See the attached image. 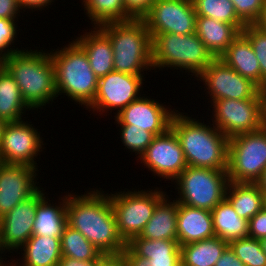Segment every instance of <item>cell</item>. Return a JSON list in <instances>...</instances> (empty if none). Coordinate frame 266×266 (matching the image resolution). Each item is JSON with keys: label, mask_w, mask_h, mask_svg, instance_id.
I'll return each mask as SVG.
<instances>
[{"label": "cell", "mask_w": 266, "mask_h": 266, "mask_svg": "<svg viewBox=\"0 0 266 266\" xmlns=\"http://www.w3.org/2000/svg\"><path fill=\"white\" fill-rule=\"evenodd\" d=\"M101 189L67 194V225L79 231L103 255H120L126 243L118 234L109 194Z\"/></svg>", "instance_id": "obj_1"}, {"label": "cell", "mask_w": 266, "mask_h": 266, "mask_svg": "<svg viewBox=\"0 0 266 266\" xmlns=\"http://www.w3.org/2000/svg\"><path fill=\"white\" fill-rule=\"evenodd\" d=\"M182 113H174L170 128L180 141L187 165L227 170L229 138L213 124L208 123L209 126Z\"/></svg>", "instance_id": "obj_2"}, {"label": "cell", "mask_w": 266, "mask_h": 266, "mask_svg": "<svg viewBox=\"0 0 266 266\" xmlns=\"http://www.w3.org/2000/svg\"><path fill=\"white\" fill-rule=\"evenodd\" d=\"M20 50L3 59V66L18 84L23 101L33 111L58 97L55 68L50 53Z\"/></svg>", "instance_id": "obj_3"}, {"label": "cell", "mask_w": 266, "mask_h": 266, "mask_svg": "<svg viewBox=\"0 0 266 266\" xmlns=\"http://www.w3.org/2000/svg\"><path fill=\"white\" fill-rule=\"evenodd\" d=\"M98 27L111 41L114 71L143 75V70H153L152 37L143 19L108 22Z\"/></svg>", "instance_id": "obj_4"}, {"label": "cell", "mask_w": 266, "mask_h": 266, "mask_svg": "<svg viewBox=\"0 0 266 266\" xmlns=\"http://www.w3.org/2000/svg\"><path fill=\"white\" fill-rule=\"evenodd\" d=\"M59 49L49 51L57 94L66 95L72 102L87 108L95 98L99 78L92 71L85 51L74 40Z\"/></svg>", "instance_id": "obj_5"}, {"label": "cell", "mask_w": 266, "mask_h": 266, "mask_svg": "<svg viewBox=\"0 0 266 266\" xmlns=\"http://www.w3.org/2000/svg\"><path fill=\"white\" fill-rule=\"evenodd\" d=\"M214 59L196 32L189 35L163 33L152 40L153 70L170 67L197 77Z\"/></svg>", "instance_id": "obj_6"}, {"label": "cell", "mask_w": 266, "mask_h": 266, "mask_svg": "<svg viewBox=\"0 0 266 266\" xmlns=\"http://www.w3.org/2000/svg\"><path fill=\"white\" fill-rule=\"evenodd\" d=\"M227 170L188 166L174 181L178 203L191 207L212 209L226 198L229 184Z\"/></svg>", "instance_id": "obj_7"}, {"label": "cell", "mask_w": 266, "mask_h": 266, "mask_svg": "<svg viewBox=\"0 0 266 266\" xmlns=\"http://www.w3.org/2000/svg\"><path fill=\"white\" fill-rule=\"evenodd\" d=\"M265 169V126L229 138L227 174L230 182L257 183Z\"/></svg>", "instance_id": "obj_8"}, {"label": "cell", "mask_w": 266, "mask_h": 266, "mask_svg": "<svg viewBox=\"0 0 266 266\" xmlns=\"http://www.w3.org/2000/svg\"><path fill=\"white\" fill-rule=\"evenodd\" d=\"M143 191L110 193V202L116 217L119 236L127 244L133 237L139 236L152 217L157 203L166 195L162 188Z\"/></svg>", "instance_id": "obj_9"}, {"label": "cell", "mask_w": 266, "mask_h": 266, "mask_svg": "<svg viewBox=\"0 0 266 266\" xmlns=\"http://www.w3.org/2000/svg\"><path fill=\"white\" fill-rule=\"evenodd\" d=\"M210 106L214 108L211 111L212 124L227 138L241 133L254 132L264 126L260 94L251 99L215 100Z\"/></svg>", "instance_id": "obj_10"}, {"label": "cell", "mask_w": 266, "mask_h": 266, "mask_svg": "<svg viewBox=\"0 0 266 266\" xmlns=\"http://www.w3.org/2000/svg\"><path fill=\"white\" fill-rule=\"evenodd\" d=\"M144 76L112 71L100 77L95 98L86 109H89V112L92 110V113L100 112L99 115L102 116L109 111L112 113V110H116L114 114H118L142 96L140 90H143Z\"/></svg>", "instance_id": "obj_11"}, {"label": "cell", "mask_w": 266, "mask_h": 266, "mask_svg": "<svg viewBox=\"0 0 266 266\" xmlns=\"http://www.w3.org/2000/svg\"><path fill=\"white\" fill-rule=\"evenodd\" d=\"M24 120L7 122L4 127L0 141V162L37 168L35 160L45 149V143L40 137L41 132Z\"/></svg>", "instance_id": "obj_12"}, {"label": "cell", "mask_w": 266, "mask_h": 266, "mask_svg": "<svg viewBox=\"0 0 266 266\" xmlns=\"http://www.w3.org/2000/svg\"><path fill=\"white\" fill-rule=\"evenodd\" d=\"M204 83L212 103L220 99H251L260 94V88L228 66L221 58H215L197 77Z\"/></svg>", "instance_id": "obj_13"}, {"label": "cell", "mask_w": 266, "mask_h": 266, "mask_svg": "<svg viewBox=\"0 0 266 266\" xmlns=\"http://www.w3.org/2000/svg\"><path fill=\"white\" fill-rule=\"evenodd\" d=\"M196 17L192 1L156 0L142 19L153 40L163 33L189 35L196 32Z\"/></svg>", "instance_id": "obj_14"}, {"label": "cell", "mask_w": 266, "mask_h": 266, "mask_svg": "<svg viewBox=\"0 0 266 266\" xmlns=\"http://www.w3.org/2000/svg\"><path fill=\"white\" fill-rule=\"evenodd\" d=\"M139 159L154 176L171 182L188 167L180 141L171 128L156 136Z\"/></svg>", "instance_id": "obj_15"}, {"label": "cell", "mask_w": 266, "mask_h": 266, "mask_svg": "<svg viewBox=\"0 0 266 266\" xmlns=\"http://www.w3.org/2000/svg\"><path fill=\"white\" fill-rule=\"evenodd\" d=\"M44 191L40 188L0 219V246L4 253L21 250V247L33 235L37 205L47 194L43 193Z\"/></svg>", "instance_id": "obj_16"}, {"label": "cell", "mask_w": 266, "mask_h": 266, "mask_svg": "<svg viewBox=\"0 0 266 266\" xmlns=\"http://www.w3.org/2000/svg\"><path fill=\"white\" fill-rule=\"evenodd\" d=\"M36 171L27 165L0 163V219L40 189Z\"/></svg>", "instance_id": "obj_17"}, {"label": "cell", "mask_w": 266, "mask_h": 266, "mask_svg": "<svg viewBox=\"0 0 266 266\" xmlns=\"http://www.w3.org/2000/svg\"><path fill=\"white\" fill-rule=\"evenodd\" d=\"M165 106L153 98L141 96L116 114L114 120L118 125H132L156 136L162 135L170 128L171 119L177 111Z\"/></svg>", "instance_id": "obj_18"}, {"label": "cell", "mask_w": 266, "mask_h": 266, "mask_svg": "<svg viewBox=\"0 0 266 266\" xmlns=\"http://www.w3.org/2000/svg\"><path fill=\"white\" fill-rule=\"evenodd\" d=\"M214 236L211 211L178 203L177 241L180 246Z\"/></svg>", "instance_id": "obj_19"}, {"label": "cell", "mask_w": 266, "mask_h": 266, "mask_svg": "<svg viewBox=\"0 0 266 266\" xmlns=\"http://www.w3.org/2000/svg\"><path fill=\"white\" fill-rule=\"evenodd\" d=\"M92 27L74 41L85 51L92 71L100 78L114 71L113 47L109 37L98 26Z\"/></svg>", "instance_id": "obj_20"}, {"label": "cell", "mask_w": 266, "mask_h": 266, "mask_svg": "<svg viewBox=\"0 0 266 266\" xmlns=\"http://www.w3.org/2000/svg\"><path fill=\"white\" fill-rule=\"evenodd\" d=\"M21 249L22 262L13 259V266H58L62 257L61 238L56 237L32 235Z\"/></svg>", "instance_id": "obj_21"}, {"label": "cell", "mask_w": 266, "mask_h": 266, "mask_svg": "<svg viewBox=\"0 0 266 266\" xmlns=\"http://www.w3.org/2000/svg\"><path fill=\"white\" fill-rule=\"evenodd\" d=\"M240 33L232 24L204 16L196 17V34L214 58H220Z\"/></svg>", "instance_id": "obj_22"}, {"label": "cell", "mask_w": 266, "mask_h": 266, "mask_svg": "<svg viewBox=\"0 0 266 266\" xmlns=\"http://www.w3.org/2000/svg\"><path fill=\"white\" fill-rule=\"evenodd\" d=\"M220 58L241 76L261 87L258 59L249 40L242 33L233 40Z\"/></svg>", "instance_id": "obj_23"}, {"label": "cell", "mask_w": 266, "mask_h": 266, "mask_svg": "<svg viewBox=\"0 0 266 266\" xmlns=\"http://www.w3.org/2000/svg\"><path fill=\"white\" fill-rule=\"evenodd\" d=\"M173 201V202H172ZM165 195L156 205L152 217L139 237L156 240H177L178 202Z\"/></svg>", "instance_id": "obj_24"}, {"label": "cell", "mask_w": 266, "mask_h": 266, "mask_svg": "<svg viewBox=\"0 0 266 266\" xmlns=\"http://www.w3.org/2000/svg\"><path fill=\"white\" fill-rule=\"evenodd\" d=\"M48 200V196H45L37 205L33 235L61 238L67 225V194L59 198V205L51 204Z\"/></svg>", "instance_id": "obj_25"}, {"label": "cell", "mask_w": 266, "mask_h": 266, "mask_svg": "<svg viewBox=\"0 0 266 266\" xmlns=\"http://www.w3.org/2000/svg\"><path fill=\"white\" fill-rule=\"evenodd\" d=\"M226 199L239 217L247 221L265 206V196L258 183L229 182Z\"/></svg>", "instance_id": "obj_26"}, {"label": "cell", "mask_w": 266, "mask_h": 266, "mask_svg": "<svg viewBox=\"0 0 266 266\" xmlns=\"http://www.w3.org/2000/svg\"><path fill=\"white\" fill-rule=\"evenodd\" d=\"M227 247L218 236L182 245L181 266H215Z\"/></svg>", "instance_id": "obj_27"}, {"label": "cell", "mask_w": 266, "mask_h": 266, "mask_svg": "<svg viewBox=\"0 0 266 266\" xmlns=\"http://www.w3.org/2000/svg\"><path fill=\"white\" fill-rule=\"evenodd\" d=\"M215 236L231 242L248 236V221L239 217L225 198L211 211Z\"/></svg>", "instance_id": "obj_28"}, {"label": "cell", "mask_w": 266, "mask_h": 266, "mask_svg": "<svg viewBox=\"0 0 266 266\" xmlns=\"http://www.w3.org/2000/svg\"><path fill=\"white\" fill-rule=\"evenodd\" d=\"M28 109L31 110L23 101L18 84L3 66L0 69V118L6 122L20 121Z\"/></svg>", "instance_id": "obj_29"}, {"label": "cell", "mask_w": 266, "mask_h": 266, "mask_svg": "<svg viewBox=\"0 0 266 266\" xmlns=\"http://www.w3.org/2000/svg\"><path fill=\"white\" fill-rule=\"evenodd\" d=\"M82 2L84 12L86 11L93 26L133 19L125 11L123 0H82Z\"/></svg>", "instance_id": "obj_30"}, {"label": "cell", "mask_w": 266, "mask_h": 266, "mask_svg": "<svg viewBox=\"0 0 266 266\" xmlns=\"http://www.w3.org/2000/svg\"><path fill=\"white\" fill-rule=\"evenodd\" d=\"M62 256H68L76 260L91 261L102 260L103 255L85 236L69 225L64 227L61 237Z\"/></svg>", "instance_id": "obj_31"}, {"label": "cell", "mask_w": 266, "mask_h": 266, "mask_svg": "<svg viewBox=\"0 0 266 266\" xmlns=\"http://www.w3.org/2000/svg\"><path fill=\"white\" fill-rule=\"evenodd\" d=\"M197 16H204L234 25L240 32L246 24L237 16L231 0H193Z\"/></svg>", "instance_id": "obj_32"}, {"label": "cell", "mask_w": 266, "mask_h": 266, "mask_svg": "<svg viewBox=\"0 0 266 266\" xmlns=\"http://www.w3.org/2000/svg\"><path fill=\"white\" fill-rule=\"evenodd\" d=\"M126 245L136 255L147 259L160 256H181L180 245L177 240H148L135 236Z\"/></svg>", "instance_id": "obj_33"}, {"label": "cell", "mask_w": 266, "mask_h": 266, "mask_svg": "<svg viewBox=\"0 0 266 266\" xmlns=\"http://www.w3.org/2000/svg\"><path fill=\"white\" fill-rule=\"evenodd\" d=\"M228 246L246 266H266V254L259 240L247 236L229 242Z\"/></svg>", "instance_id": "obj_34"}, {"label": "cell", "mask_w": 266, "mask_h": 266, "mask_svg": "<svg viewBox=\"0 0 266 266\" xmlns=\"http://www.w3.org/2000/svg\"><path fill=\"white\" fill-rule=\"evenodd\" d=\"M120 127V138L125 149L135 152L139 158L151 144L156 135L143 128L132 127V125H118Z\"/></svg>", "instance_id": "obj_35"}, {"label": "cell", "mask_w": 266, "mask_h": 266, "mask_svg": "<svg viewBox=\"0 0 266 266\" xmlns=\"http://www.w3.org/2000/svg\"><path fill=\"white\" fill-rule=\"evenodd\" d=\"M241 33L249 40L258 59L261 72V86L266 83V31L255 24H247Z\"/></svg>", "instance_id": "obj_36"}, {"label": "cell", "mask_w": 266, "mask_h": 266, "mask_svg": "<svg viewBox=\"0 0 266 266\" xmlns=\"http://www.w3.org/2000/svg\"><path fill=\"white\" fill-rule=\"evenodd\" d=\"M17 20L0 18V57L3 59L9 57L16 51L23 50L18 48H11V45L17 41ZM10 47V48H9Z\"/></svg>", "instance_id": "obj_37"}, {"label": "cell", "mask_w": 266, "mask_h": 266, "mask_svg": "<svg viewBox=\"0 0 266 266\" xmlns=\"http://www.w3.org/2000/svg\"><path fill=\"white\" fill-rule=\"evenodd\" d=\"M237 16L247 25L255 24L261 13L265 0H231Z\"/></svg>", "instance_id": "obj_38"}, {"label": "cell", "mask_w": 266, "mask_h": 266, "mask_svg": "<svg viewBox=\"0 0 266 266\" xmlns=\"http://www.w3.org/2000/svg\"><path fill=\"white\" fill-rule=\"evenodd\" d=\"M248 236L257 240L266 238V206L248 221Z\"/></svg>", "instance_id": "obj_39"}, {"label": "cell", "mask_w": 266, "mask_h": 266, "mask_svg": "<svg viewBox=\"0 0 266 266\" xmlns=\"http://www.w3.org/2000/svg\"><path fill=\"white\" fill-rule=\"evenodd\" d=\"M156 0H123L125 11L133 19H142Z\"/></svg>", "instance_id": "obj_40"}, {"label": "cell", "mask_w": 266, "mask_h": 266, "mask_svg": "<svg viewBox=\"0 0 266 266\" xmlns=\"http://www.w3.org/2000/svg\"><path fill=\"white\" fill-rule=\"evenodd\" d=\"M20 10L17 0H0V18L18 20Z\"/></svg>", "instance_id": "obj_41"}, {"label": "cell", "mask_w": 266, "mask_h": 266, "mask_svg": "<svg viewBox=\"0 0 266 266\" xmlns=\"http://www.w3.org/2000/svg\"><path fill=\"white\" fill-rule=\"evenodd\" d=\"M215 266H246L228 246L219 260L215 263Z\"/></svg>", "instance_id": "obj_42"}, {"label": "cell", "mask_w": 266, "mask_h": 266, "mask_svg": "<svg viewBox=\"0 0 266 266\" xmlns=\"http://www.w3.org/2000/svg\"><path fill=\"white\" fill-rule=\"evenodd\" d=\"M122 255L127 266H150V261L147 258L136 255L127 245L122 251Z\"/></svg>", "instance_id": "obj_43"}, {"label": "cell", "mask_w": 266, "mask_h": 266, "mask_svg": "<svg viewBox=\"0 0 266 266\" xmlns=\"http://www.w3.org/2000/svg\"><path fill=\"white\" fill-rule=\"evenodd\" d=\"M55 1V0H54ZM53 0H17L20 9L25 11V9H30L32 12L33 10H44L45 7L51 5ZM44 8V9H43Z\"/></svg>", "instance_id": "obj_44"}, {"label": "cell", "mask_w": 266, "mask_h": 266, "mask_svg": "<svg viewBox=\"0 0 266 266\" xmlns=\"http://www.w3.org/2000/svg\"><path fill=\"white\" fill-rule=\"evenodd\" d=\"M150 266H181V256L150 257Z\"/></svg>", "instance_id": "obj_45"}, {"label": "cell", "mask_w": 266, "mask_h": 266, "mask_svg": "<svg viewBox=\"0 0 266 266\" xmlns=\"http://www.w3.org/2000/svg\"><path fill=\"white\" fill-rule=\"evenodd\" d=\"M101 260L81 261L68 256H62L58 266H98Z\"/></svg>", "instance_id": "obj_46"}, {"label": "cell", "mask_w": 266, "mask_h": 266, "mask_svg": "<svg viewBox=\"0 0 266 266\" xmlns=\"http://www.w3.org/2000/svg\"><path fill=\"white\" fill-rule=\"evenodd\" d=\"M98 266H127L126 260L122 254L120 255H106Z\"/></svg>", "instance_id": "obj_47"}, {"label": "cell", "mask_w": 266, "mask_h": 266, "mask_svg": "<svg viewBox=\"0 0 266 266\" xmlns=\"http://www.w3.org/2000/svg\"><path fill=\"white\" fill-rule=\"evenodd\" d=\"M255 25L258 26L261 30L266 31V0L262 9V13Z\"/></svg>", "instance_id": "obj_48"}, {"label": "cell", "mask_w": 266, "mask_h": 266, "mask_svg": "<svg viewBox=\"0 0 266 266\" xmlns=\"http://www.w3.org/2000/svg\"><path fill=\"white\" fill-rule=\"evenodd\" d=\"M260 95L262 99V117L266 122V83L260 87Z\"/></svg>", "instance_id": "obj_49"}, {"label": "cell", "mask_w": 266, "mask_h": 266, "mask_svg": "<svg viewBox=\"0 0 266 266\" xmlns=\"http://www.w3.org/2000/svg\"><path fill=\"white\" fill-rule=\"evenodd\" d=\"M266 198V169L264 170L262 178L257 182Z\"/></svg>", "instance_id": "obj_50"}, {"label": "cell", "mask_w": 266, "mask_h": 266, "mask_svg": "<svg viewBox=\"0 0 266 266\" xmlns=\"http://www.w3.org/2000/svg\"><path fill=\"white\" fill-rule=\"evenodd\" d=\"M7 122L3 119L0 118V141H1V136L3 134L4 127L6 126Z\"/></svg>", "instance_id": "obj_51"}, {"label": "cell", "mask_w": 266, "mask_h": 266, "mask_svg": "<svg viewBox=\"0 0 266 266\" xmlns=\"http://www.w3.org/2000/svg\"><path fill=\"white\" fill-rule=\"evenodd\" d=\"M3 250H2V248H1V246H0V254H3ZM2 259H4V258H2V255L0 256V266H9L10 265V263H9V261H8V263H6L5 264V261L4 260H2ZM4 261V262H3Z\"/></svg>", "instance_id": "obj_52"}, {"label": "cell", "mask_w": 266, "mask_h": 266, "mask_svg": "<svg viewBox=\"0 0 266 266\" xmlns=\"http://www.w3.org/2000/svg\"><path fill=\"white\" fill-rule=\"evenodd\" d=\"M261 248L263 249V252L266 254V238H262L259 240Z\"/></svg>", "instance_id": "obj_53"}, {"label": "cell", "mask_w": 266, "mask_h": 266, "mask_svg": "<svg viewBox=\"0 0 266 266\" xmlns=\"http://www.w3.org/2000/svg\"><path fill=\"white\" fill-rule=\"evenodd\" d=\"M3 67V58L0 57V69Z\"/></svg>", "instance_id": "obj_54"}]
</instances>
